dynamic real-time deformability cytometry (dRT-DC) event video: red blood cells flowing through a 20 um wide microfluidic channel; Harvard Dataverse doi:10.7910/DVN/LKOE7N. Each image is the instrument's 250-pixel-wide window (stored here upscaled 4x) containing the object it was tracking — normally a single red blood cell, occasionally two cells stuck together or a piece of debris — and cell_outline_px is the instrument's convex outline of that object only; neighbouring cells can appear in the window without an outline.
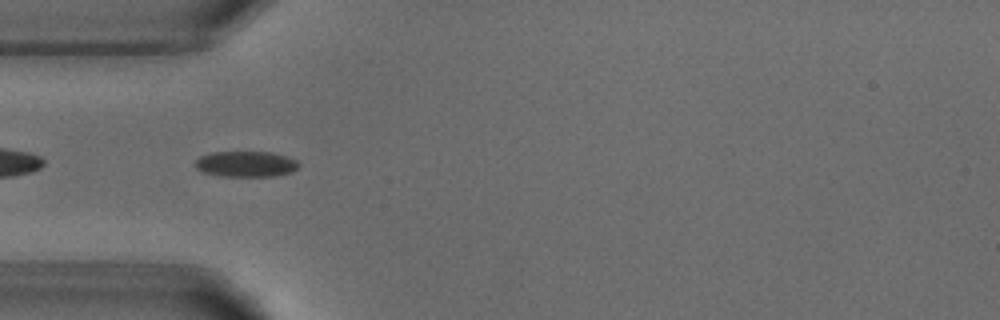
{"species": "common noctule bat (a hibernating species)", "species_latin": "Nyctalus noctula", "temperature_condition": "warm", "stored_images_in_passage": 4, "segment_of_instrument_passage": [2, 2], "camera_frame_rate_fps": 3000, "um_per_image_px": 0.085, "animal": {"sex": "male", "body_mass_g": 18.8}, "frame": {"image": 1, "passage_image": 2, "time_ms": 3.667, "image_size_px": [1000, 320], "cell_outline_px": [[300, 168], [292, 172], [276, 176], [220, 176], [204, 172], [196, 168], [196, 160], [200, 156], [212, 152], [272, 152], [296, 160], [300, 164]], "centroid_in_image_um": [20.94, 13.94], "position_along_channel_um": 64.1, "area_um2": 15.55}}
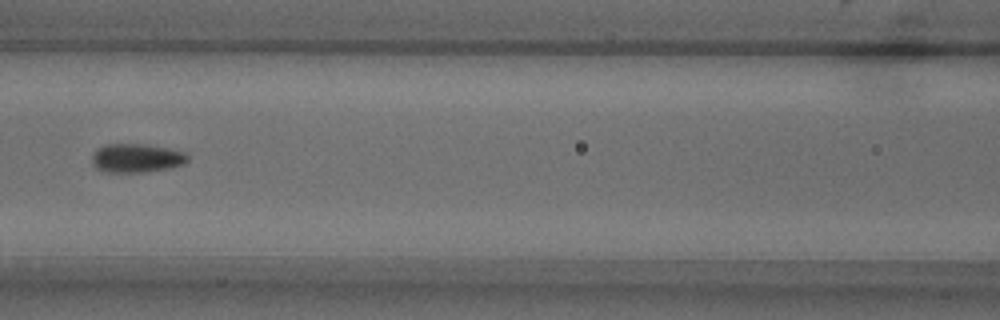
{"frame": {"image": 2, "passage_image": 4, "time_ms": 6.0, "image_size_px": [1000, 320], "cell_outline_px": [[188, 160], [184, 164], [168, 168], [144, 172], [108, 172], [96, 168], [92, 164], [92, 152], [96, 148], [104, 144], [148, 144], [168, 148], [184, 152], [188, 156]], "centroid_in_image_um": [11.57, 13.42], "position_along_channel_um": 155.0, "area_um2": 16.18}}